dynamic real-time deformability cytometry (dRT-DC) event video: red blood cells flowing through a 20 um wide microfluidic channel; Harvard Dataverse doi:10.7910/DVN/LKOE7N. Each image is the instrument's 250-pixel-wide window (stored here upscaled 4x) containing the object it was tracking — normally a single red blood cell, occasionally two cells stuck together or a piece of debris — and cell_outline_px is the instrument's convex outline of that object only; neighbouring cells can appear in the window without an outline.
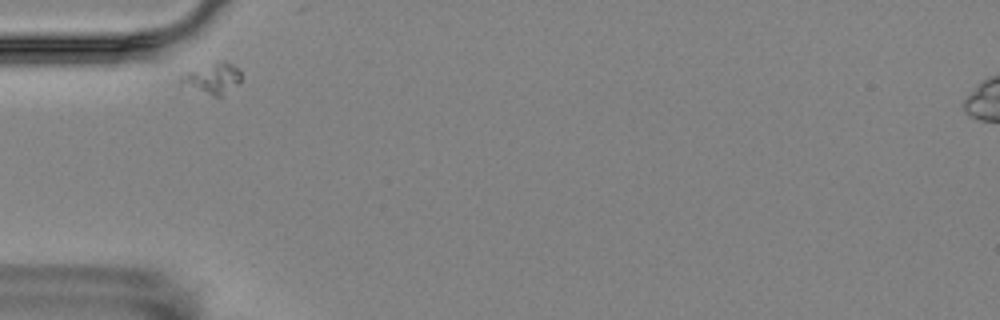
{"species": "Egyptian fruit bat (a non-hibernating species)", "species_latin": "Rousettus aegyptiacus", "temperature_condition": "room temperature", "stored_images_in_passage": 2, "camera_frame_rate_fps": 3000, "um_per_image_px": 0.085, "animal": {"sex": "female"}, "frame": {"image": 1, "passage_image": 1, "time_ms": 0.0, "image_size_px": [1000, 320], "cell_outline_px": [[244, 76], [240, 84], [220, 96], [216, 96], [180, 84], [176, 80], [176, 76], [184, 72], [224, 60], [232, 64]], "centroid_in_image_um": [18.04, 6.65], "position_along_channel_um": 67.0, "area_um2": 10.87}}